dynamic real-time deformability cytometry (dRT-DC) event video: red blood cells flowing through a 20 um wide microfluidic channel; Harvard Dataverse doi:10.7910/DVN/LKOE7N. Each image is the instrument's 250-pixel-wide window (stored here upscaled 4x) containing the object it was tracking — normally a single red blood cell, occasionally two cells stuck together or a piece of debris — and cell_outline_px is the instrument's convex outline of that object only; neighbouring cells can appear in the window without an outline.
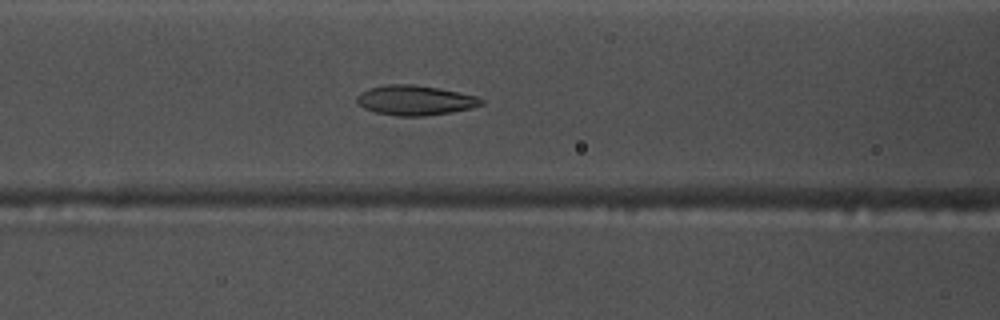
{"species": "common noctule bat (a hibernating species)", "species_latin": "Nyctalus noctula", "temperature_condition": "warm", "stored_images_in_passage": 54, "camera_frame_rate_fps": 3000, "um_per_image_px": 0.085, "animal": {"sex": "male", "body_mass_g": 17.5, "forearm_length_mm": 52.3}, "frame": {"image": 1, "passage_image": 22, "time_ms": 7.0, "image_size_px": [1000, 320], "cell_outline_px": [[484, 104], [452, 112], [424, 116], [400, 116], [376, 112], [364, 108], [356, 104], [356, 96], [360, 92], [368, 88], [388, 84], [416, 84], [440, 88], [476, 96], [484, 100]], "centroid_in_image_um": [35.24, 8.51], "position_along_channel_um": 131.4, "area_um2": 21.73}}
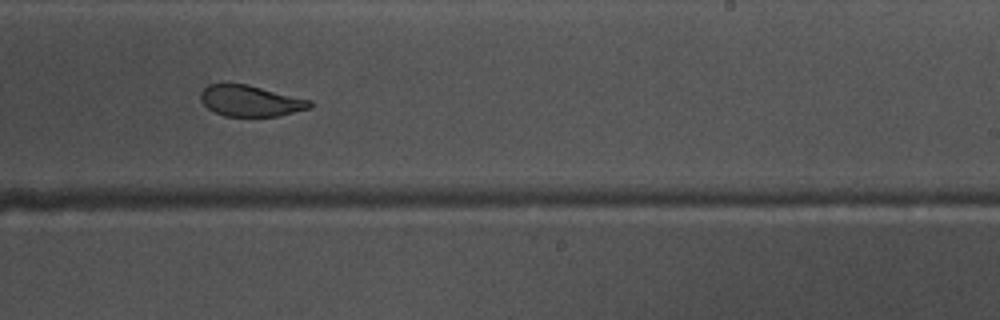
{"frame": {"image": 2, "passage_image": 33, "time_ms": 10.667, "image_size_px": [1000, 320], "cell_outline_px": [[312, 108], [280, 116], [224, 116], [208, 108], [200, 100], [200, 92], [208, 84], [248, 84], [312, 100]], "centroid_in_image_um": [21.33, 8.57], "position_along_channel_um": 267.7, "area_um2": 19.88}}
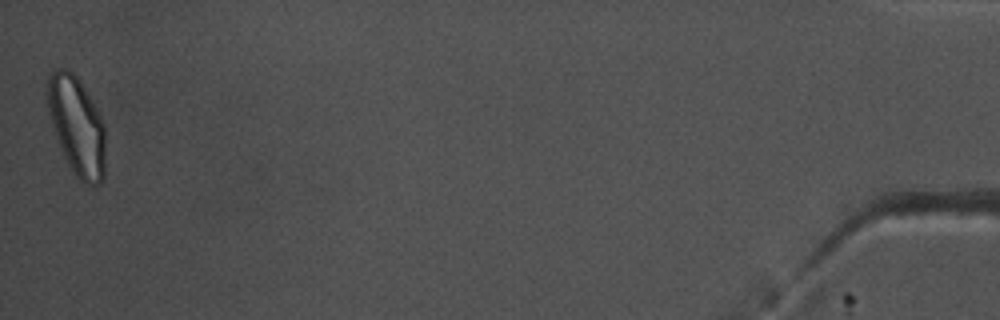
{"frame": {"image": 3, "passage_image": 54, "time_ms": 17.667, "image_size_px": [1000, 320], "cell_outline_px": [[104, 180], [100, 184], [84, 184], [76, 176], [68, 164], [64, 156], [56, 136], [48, 112], [44, 84], [48, 76], [56, 68], [68, 68], [76, 76], [92, 100], [104, 124]], "centroid_in_image_um": [6.49, 10.66], "position_along_channel_um": 428.7, "area_um2": 33.41}, "authors_computed_cell_mechanics": {"area_um2": 23.1489, "velocity_mm_per_s": 3.7325, "shape_relaxation_time_tau1_ms": 5.4804, "shape_relaxation_time_tau2_ms": 1.3467, "deformation_change_tau1": 0.1429, "deformation_change_tau2": 0.067}}